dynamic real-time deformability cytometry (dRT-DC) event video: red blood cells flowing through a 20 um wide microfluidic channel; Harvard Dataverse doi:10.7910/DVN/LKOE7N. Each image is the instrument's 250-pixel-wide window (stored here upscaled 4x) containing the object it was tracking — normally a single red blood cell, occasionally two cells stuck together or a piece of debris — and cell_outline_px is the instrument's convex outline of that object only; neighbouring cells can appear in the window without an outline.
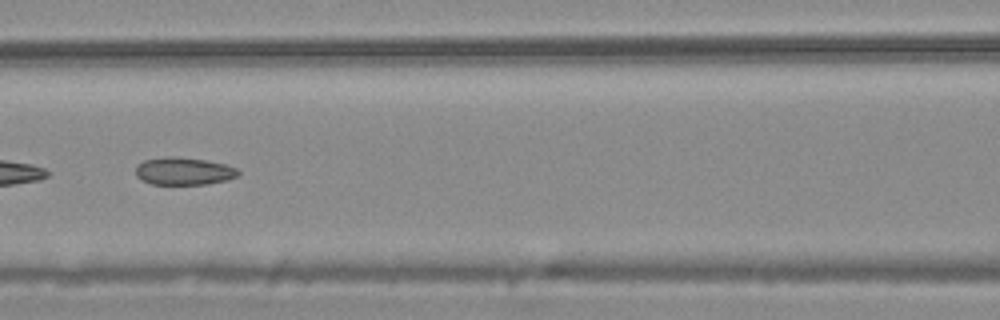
{"species": "common noctule bat (a hibernating species)", "species_latin": "Nyctalus noctula", "temperature_condition": "warm", "stored_images_in_passage": 8, "camera_frame_rate_fps": 3000, "um_per_image_px": 0.085, "animal": {"sex": "male", "body_mass_g": 20.4}, "frame": {"image": 1, "passage_image": 5, "time_ms": 1.333, "image_size_px": [1000, 320], "cell_outline_px": [[240, 172], [236, 176], [228, 180], [208, 184], [152, 184], [140, 180], [136, 176], [136, 164], [144, 160], [164, 156], [176, 156], [204, 160], [224, 164], [236, 168]], "centroid_in_image_um": [15.58, 14.54], "position_along_channel_um": 151.0, "area_um2": 16.59}}
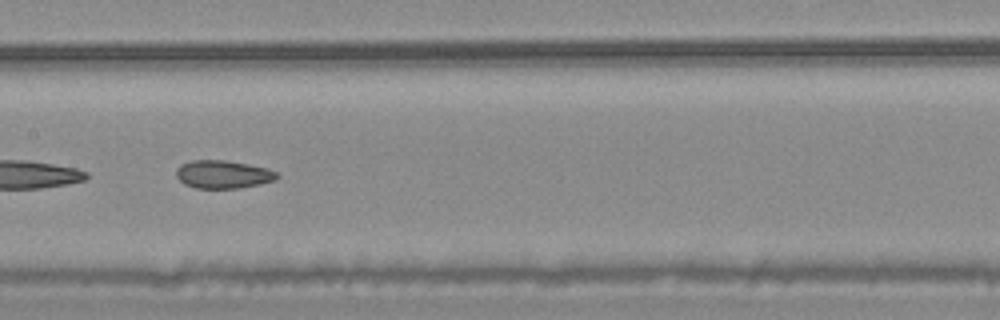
{"frame": {"image": 2, "passage_image": 6, "time_ms": 1.667, "image_size_px": [1000, 320], "cell_outline_px": [[280, 176], [276, 180], [260, 184], [240, 188], [196, 188], [184, 184], [176, 176], [176, 168], [180, 164], [192, 160], [224, 160], [248, 164], [268, 168], [276, 172]], "centroid_in_image_um": [18.96, 14.82], "position_along_channel_um": 188.4, "area_um2": 16.59}}
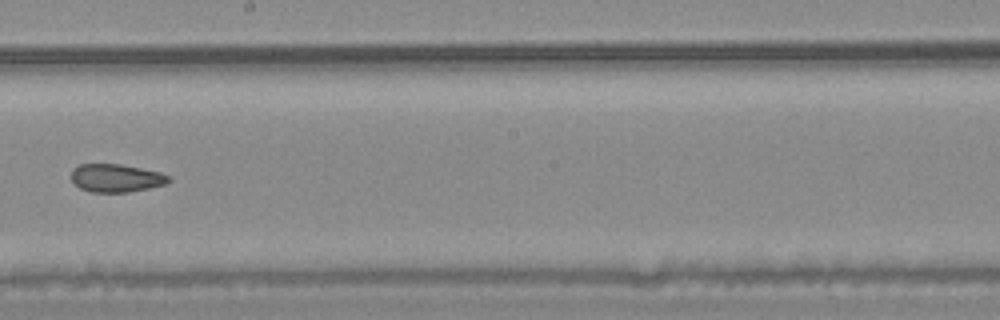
{"frame": {"image": 3, "passage_image": 7, "time_ms": 2.0, "image_size_px": [1000, 320], "cell_outline_px": [[172, 180], [164, 184], [148, 188], [128, 192], [92, 192], [80, 188], [72, 180], [72, 168], [80, 164], [120, 164], [160, 172], [172, 176]], "centroid_in_image_um": [9.89, 15.13], "position_along_channel_um": 238.3, "area_um2": 15.9}}